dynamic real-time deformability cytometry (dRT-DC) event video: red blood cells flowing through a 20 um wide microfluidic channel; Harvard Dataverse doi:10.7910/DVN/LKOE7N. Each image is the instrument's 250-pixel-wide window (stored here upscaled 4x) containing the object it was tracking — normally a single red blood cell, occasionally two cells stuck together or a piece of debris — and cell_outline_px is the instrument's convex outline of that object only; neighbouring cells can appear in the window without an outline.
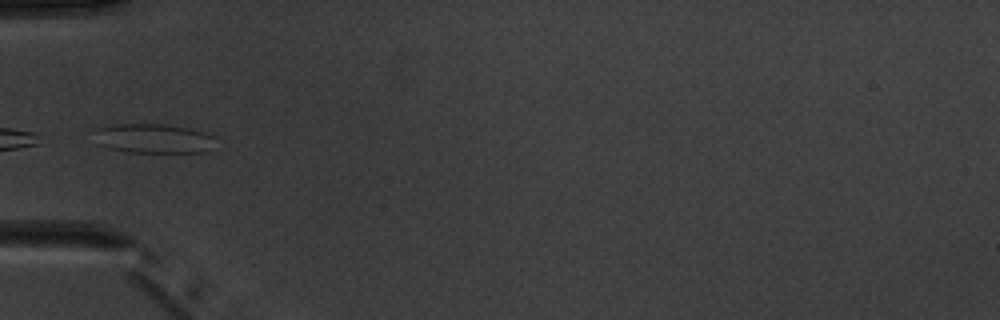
{"species": "common noctule bat (a hibernating species)", "species_latin": "Nyctalus noctula", "temperature_condition": "warm", "stored_images_in_passage": 5, "camera_frame_rate_fps": 3000, "um_per_image_px": 0.085, "animal": {"sex": "male", "body_mass_g": 20.1, "forearm_length_mm": 53.5}, "frame": {"image": 1, "passage_image": 5, "time_ms": 4.667, "image_size_px": [1000, 320], "cell_outline_px": [[212, 136], [208, 152], [128, 152], [108, 148], [96, 144], [92, 132], [96, 128], [116, 124], [164, 124], [188, 128], [204, 132]], "centroid_in_image_um": [12.91, 11.77], "position_along_channel_um": 72.1, "area_um2": 20.75}}